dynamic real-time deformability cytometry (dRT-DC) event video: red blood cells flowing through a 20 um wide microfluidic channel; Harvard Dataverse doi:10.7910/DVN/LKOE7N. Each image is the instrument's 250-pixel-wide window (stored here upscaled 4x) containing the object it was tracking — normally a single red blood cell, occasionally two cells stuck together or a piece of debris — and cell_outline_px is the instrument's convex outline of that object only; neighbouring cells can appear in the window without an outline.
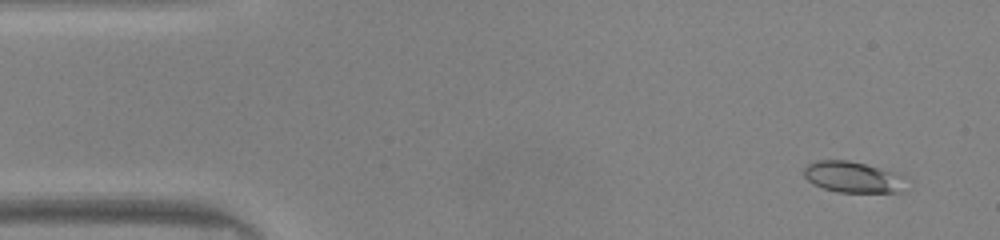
{"species": "common noctule bat (a hibernating species)", "species_latin": "Nyctalus noctula", "temperature_condition": "warm", "stored_images_in_passage": 46, "camera_frame_rate_fps": 3000, "um_per_image_px": 0.085, "animal": {"sex": "male", "body_mass_g": 20.0, "forearm_length_mm": 53.3}, "frame": {"image": 1, "passage_image": 1, "time_ms": 0.0, "image_size_px": [1000, 240], "cell_outline_px": [[904, 176], [900, 192], [836, 192], [812, 184], [804, 176], [804, 168], [808, 164], [816, 160], [848, 160], [864, 164], [892, 172]], "centroid_in_image_um": [72.4, 15.05], "position_along_channel_um": 12.6, "area_um2": 18.15}}
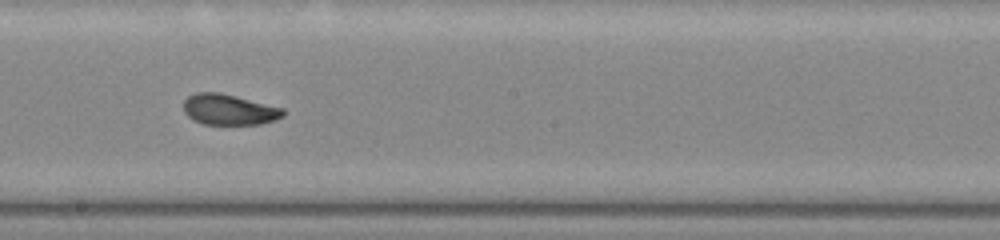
{"frame": {"image": 2, "passage_image": 24, "time_ms": 7.667, "image_size_px": [1000, 240], "cell_outline_px": [[284, 116], [260, 124], [204, 124], [192, 120], [184, 112], [184, 100], [188, 96], [196, 92], [220, 92], [284, 108]], "centroid_in_image_um": [19.44, 9.31], "position_along_channel_um": 228.8, "area_um2": 17.8}}
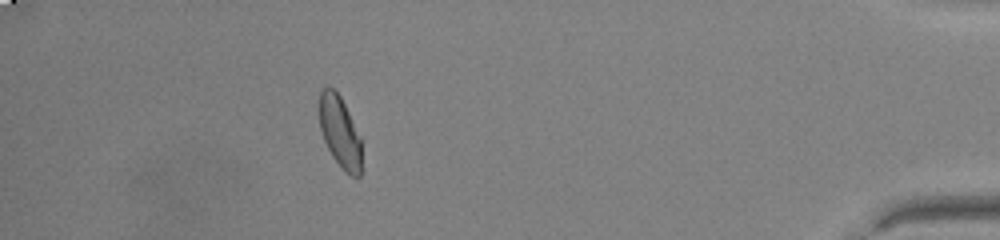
{"frame": {"image": 3, "passage_image": 41, "time_ms": 13.333, "image_size_px": [1000, 240], "cell_outline_px": [[364, 140], [360, 176], [352, 176], [344, 172], [332, 156], [324, 140], [320, 128], [320, 92], [328, 84], [340, 96]], "centroid_in_image_um": [28.95, 11.26], "position_along_channel_um": 406.2, "area_um2": 18.09}, "authors_computed_cell_mechanics": {"area_um2": 18.2648, "velocity_mm_per_s": 4.1704, "shape_relaxation_time_tau1_ms": 3.7487, "shape_relaxation_time_tau2_ms": 1.0301, "deformation_change_tau1": 0.1704, "deformation_change_tau2": 0.0622}}